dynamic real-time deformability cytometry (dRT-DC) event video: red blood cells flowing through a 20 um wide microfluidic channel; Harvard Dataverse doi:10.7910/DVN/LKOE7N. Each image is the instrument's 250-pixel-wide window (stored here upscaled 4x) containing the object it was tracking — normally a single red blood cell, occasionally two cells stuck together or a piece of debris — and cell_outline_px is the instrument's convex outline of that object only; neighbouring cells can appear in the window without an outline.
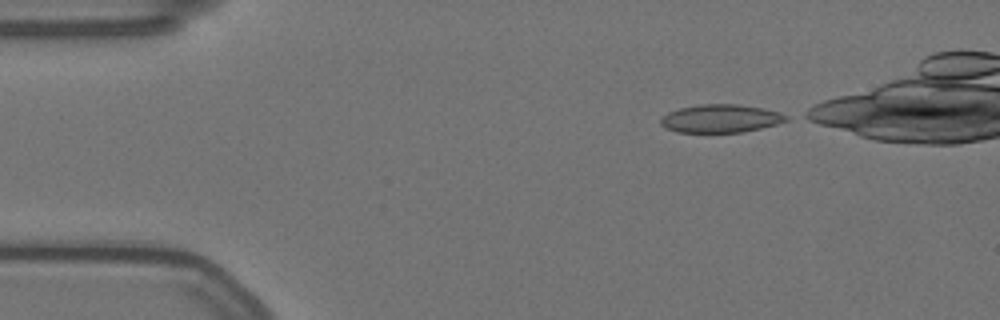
{"species": "Egyptian fruit bat (a non-hibernating species)", "species_latin": "Rousettus aegyptiacus", "temperature_condition": "warm", "stored_images_in_passage": 39, "camera_frame_rate_fps": 3000, "um_per_image_px": 0.085, "animal": {"sex": "female"}, "frame": {"image": 1, "passage_image": 1, "time_ms": 0.0, "image_size_px": [1000, 320], "cell_outline_px": [[788, 120], [776, 124], [760, 128], [740, 132], [676, 132], [664, 128], [660, 124], [660, 120], [668, 112], [680, 108], [700, 104], [736, 104], [764, 108], [780, 112], [788, 116]], "centroid_in_image_um": [61.24, 10.07], "position_along_channel_um": 23.8, "area_um2": 20.52}}
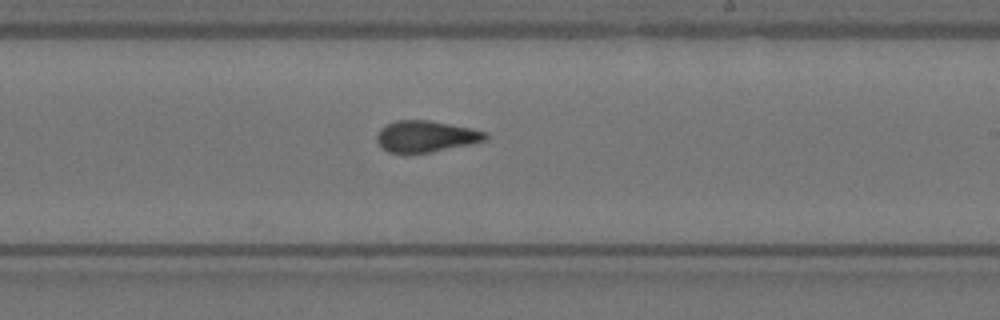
{"frame": {"image": 2, "passage_image": 26, "time_ms": 8.333, "image_size_px": [1000, 320], "cell_outline_px": [[488, 140], [432, 152], [388, 152], [376, 140], [376, 136], [380, 128], [384, 124], [396, 120], [428, 120], [472, 128], [488, 132]], "centroid_in_image_um": [36.22, 11.57], "position_along_channel_um": 252.8, "area_um2": 19.83}}
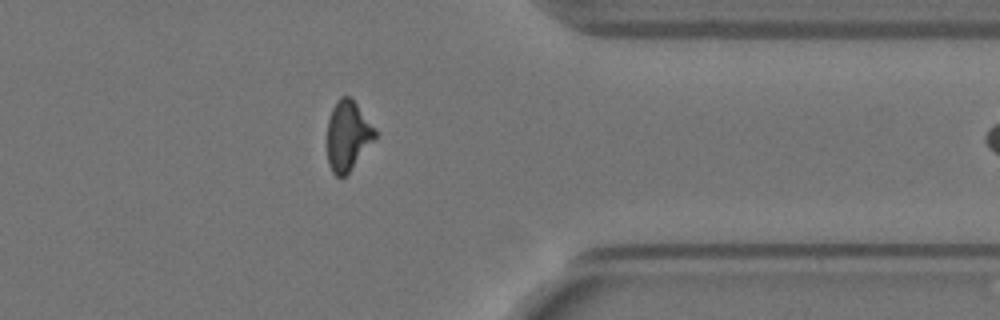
{"frame": {"image": 3, "passage_image": 38, "time_ms": 12.333, "image_size_px": [1000, 320], "cell_outline_px": [[376, 136], [348, 172], [344, 176], [336, 176], [332, 172], [328, 164], [328, 120], [332, 108], [336, 100], [340, 96], [348, 96], [356, 104], [376, 128]], "centroid_in_image_um": [29.54, 11.5], "position_along_channel_um": 381.9, "area_um2": 19.02}}